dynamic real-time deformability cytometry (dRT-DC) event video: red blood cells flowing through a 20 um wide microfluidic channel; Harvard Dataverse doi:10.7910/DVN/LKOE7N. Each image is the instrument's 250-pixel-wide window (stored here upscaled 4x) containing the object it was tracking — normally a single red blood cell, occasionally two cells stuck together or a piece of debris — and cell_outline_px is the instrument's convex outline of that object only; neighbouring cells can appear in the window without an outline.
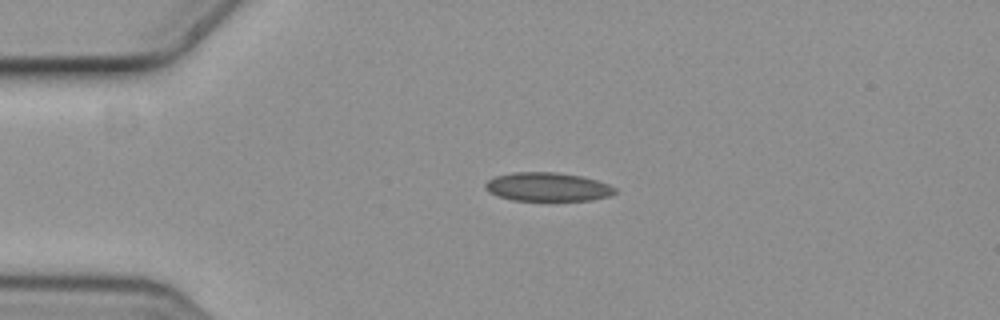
{"species": "common noctule bat (a hibernating species)", "species_latin": "Nyctalus noctula", "temperature_condition": "cold", "stored_images_in_passage": 4, "camera_frame_rate_fps": 3000, "um_per_image_px": 0.085, "animal": {"sex": "female", "body_mass_g": 19.3, "forearm_length_mm": 54.1}, "frame": {"image": 1, "passage_image": 3, "time_ms": 0.667, "image_size_px": [1000, 320], "cell_outline_px": [[616, 192], [608, 196], [592, 200], [512, 200], [496, 196], [488, 192], [484, 188], [484, 184], [488, 180], [496, 176], [512, 172], [556, 172], [580, 176], [596, 180], [608, 184], [616, 188]], "centroid_in_image_um": [46.5, 15.88], "position_along_channel_um": 38.5, "area_um2": 21.68}}